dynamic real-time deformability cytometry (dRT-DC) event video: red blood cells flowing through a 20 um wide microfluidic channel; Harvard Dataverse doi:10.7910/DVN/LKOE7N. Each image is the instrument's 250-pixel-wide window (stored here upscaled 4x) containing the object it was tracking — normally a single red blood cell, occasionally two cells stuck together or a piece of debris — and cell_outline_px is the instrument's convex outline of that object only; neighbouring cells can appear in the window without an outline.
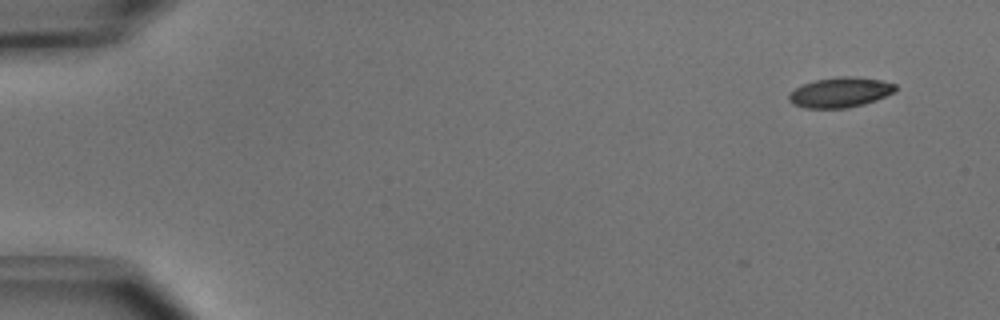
{"species": "common noctule bat (a hibernating species)", "species_latin": "Nyctalus noctula", "temperature_condition": "cold", "stored_images_in_passage": 13, "camera_frame_rate_fps": 3000, "um_per_image_px": 0.085, "animal": {"sex": "male", "body_mass_g": 15.6}, "frame": {"image": 1, "passage_image": 1, "time_ms": 0.0, "image_size_px": [1000, 320], "cell_outline_px": [[896, 88], [892, 92], [876, 100], [864, 104], [848, 108], [804, 108], [792, 104], [788, 100], [788, 96], [796, 88], [804, 84], [816, 80], [840, 76], [856, 76], [880, 80], [896, 84]], "centroid_in_image_um": [71.4, 7.85], "position_along_channel_um": 13.6, "area_um2": 18.55}}
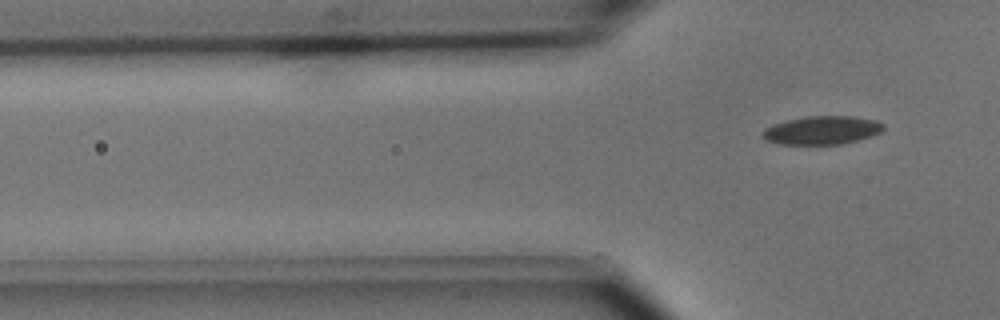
{"frame": {"image": 2, "passage_image": 13, "time_ms": 4.0, "image_size_px": [1000, 320], "cell_outline_px": [[884, 128], [880, 132], [872, 136], [844, 144], [780, 144], [768, 140], [764, 136], [764, 128], [772, 124], [788, 120], [808, 116], [856, 116], [876, 120], [884, 124]], "centroid_in_image_um": [69.93, 11.06], "position_along_channel_um": 55.9, "area_um2": 19.94}}